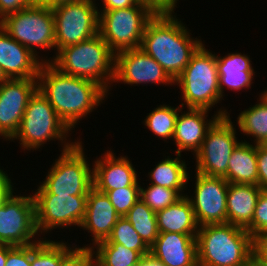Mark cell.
Wrapping results in <instances>:
<instances>
[{
  "instance_id": "1",
  "label": "cell",
  "mask_w": 267,
  "mask_h": 266,
  "mask_svg": "<svg viewBox=\"0 0 267 266\" xmlns=\"http://www.w3.org/2000/svg\"><path fill=\"white\" fill-rule=\"evenodd\" d=\"M37 79L39 91L70 130L109 94L96 82L64 74L50 62L41 64Z\"/></svg>"
},
{
  "instance_id": "2",
  "label": "cell",
  "mask_w": 267,
  "mask_h": 266,
  "mask_svg": "<svg viewBox=\"0 0 267 266\" xmlns=\"http://www.w3.org/2000/svg\"><path fill=\"white\" fill-rule=\"evenodd\" d=\"M190 34L175 15H154L146 24L140 49L154 58L175 81L203 44Z\"/></svg>"
},
{
  "instance_id": "3",
  "label": "cell",
  "mask_w": 267,
  "mask_h": 266,
  "mask_svg": "<svg viewBox=\"0 0 267 266\" xmlns=\"http://www.w3.org/2000/svg\"><path fill=\"white\" fill-rule=\"evenodd\" d=\"M198 266H252L253 237L230 223L199 226Z\"/></svg>"
},
{
  "instance_id": "4",
  "label": "cell",
  "mask_w": 267,
  "mask_h": 266,
  "mask_svg": "<svg viewBox=\"0 0 267 266\" xmlns=\"http://www.w3.org/2000/svg\"><path fill=\"white\" fill-rule=\"evenodd\" d=\"M55 54L50 63L60 72L92 80L107 92L111 89L115 53L99 33L86 41L61 48Z\"/></svg>"
},
{
  "instance_id": "5",
  "label": "cell",
  "mask_w": 267,
  "mask_h": 266,
  "mask_svg": "<svg viewBox=\"0 0 267 266\" xmlns=\"http://www.w3.org/2000/svg\"><path fill=\"white\" fill-rule=\"evenodd\" d=\"M70 131L48 99L37 89L30 97L18 131L11 140L18 139L24 151H34L56 139L61 141L63 152L78 142L66 141Z\"/></svg>"
},
{
  "instance_id": "6",
  "label": "cell",
  "mask_w": 267,
  "mask_h": 266,
  "mask_svg": "<svg viewBox=\"0 0 267 266\" xmlns=\"http://www.w3.org/2000/svg\"><path fill=\"white\" fill-rule=\"evenodd\" d=\"M182 91L181 106L210 110L222 100L219 91V76L216 54L202 44L191 56L190 62L174 81Z\"/></svg>"
},
{
  "instance_id": "7",
  "label": "cell",
  "mask_w": 267,
  "mask_h": 266,
  "mask_svg": "<svg viewBox=\"0 0 267 266\" xmlns=\"http://www.w3.org/2000/svg\"><path fill=\"white\" fill-rule=\"evenodd\" d=\"M83 149L78 140L73 147L63 151L34 194L88 196L93 188V168Z\"/></svg>"
},
{
  "instance_id": "8",
  "label": "cell",
  "mask_w": 267,
  "mask_h": 266,
  "mask_svg": "<svg viewBox=\"0 0 267 266\" xmlns=\"http://www.w3.org/2000/svg\"><path fill=\"white\" fill-rule=\"evenodd\" d=\"M0 26L39 59L38 48L56 49L54 16L51 7L35 3L6 16L0 21Z\"/></svg>"
},
{
  "instance_id": "9",
  "label": "cell",
  "mask_w": 267,
  "mask_h": 266,
  "mask_svg": "<svg viewBox=\"0 0 267 266\" xmlns=\"http://www.w3.org/2000/svg\"><path fill=\"white\" fill-rule=\"evenodd\" d=\"M99 12V34L116 54L140 48L144 30L154 16L139 3L123 9Z\"/></svg>"
},
{
  "instance_id": "10",
  "label": "cell",
  "mask_w": 267,
  "mask_h": 266,
  "mask_svg": "<svg viewBox=\"0 0 267 266\" xmlns=\"http://www.w3.org/2000/svg\"><path fill=\"white\" fill-rule=\"evenodd\" d=\"M95 0H75L52 8L55 26V46L78 44L99 33V10Z\"/></svg>"
},
{
  "instance_id": "11",
  "label": "cell",
  "mask_w": 267,
  "mask_h": 266,
  "mask_svg": "<svg viewBox=\"0 0 267 266\" xmlns=\"http://www.w3.org/2000/svg\"><path fill=\"white\" fill-rule=\"evenodd\" d=\"M13 187L0 200V244L12 246L32 245L39 235L36 226L33 195L14 196Z\"/></svg>"
},
{
  "instance_id": "12",
  "label": "cell",
  "mask_w": 267,
  "mask_h": 266,
  "mask_svg": "<svg viewBox=\"0 0 267 266\" xmlns=\"http://www.w3.org/2000/svg\"><path fill=\"white\" fill-rule=\"evenodd\" d=\"M236 129L228 116L219 117L207 130L199 151L195 154L196 172L216 177L227 174L232 151L240 143Z\"/></svg>"
},
{
  "instance_id": "13",
  "label": "cell",
  "mask_w": 267,
  "mask_h": 266,
  "mask_svg": "<svg viewBox=\"0 0 267 266\" xmlns=\"http://www.w3.org/2000/svg\"><path fill=\"white\" fill-rule=\"evenodd\" d=\"M36 226L41 234L55 228L81 226L85 214L87 196L34 194Z\"/></svg>"
},
{
  "instance_id": "14",
  "label": "cell",
  "mask_w": 267,
  "mask_h": 266,
  "mask_svg": "<svg viewBox=\"0 0 267 266\" xmlns=\"http://www.w3.org/2000/svg\"><path fill=\"white\" fill-rule=\"evenodd\" d=\"M194 195L190 201L199 226L227 223V189L229 183L223 177L208 176L196 172ZM194 197V198H193Z\"/></svg>"
},
{
  "instance_id": "15",
  "label": "cell",
  "mask_w": 267,
  "mask_h": 266,
  "mask_svg": "<svg viewBox=\"0 0 267 266\" xmlns=\"http://www.w3.org/2000/svg\"><path fill=\"white\" fill-rule=\"evenodd\" d=\"M38 89L37 78L7 79L0 84V136L8 141L18 131L30 97Z\"/></svg>"
},
{
  "instance_id": "16",
  "label": "cell",
  "mask_w": 267,
  "mask_h": 266,
  "mask_svg": "<svg viewBox=\"0 0 267 266\" xmlns=\"http://www.w3.org/2000/svg\"><path fill=\"white\" fill-rule=\"evenodd\" d=\"M124 84H165L173 85L174 81L154 58L142 49H128L115 54L113 83Z\"/></svg>"
},
{
  "instance_id": "17",
  "label": "cell",
  "mask_w": 267,
  "mask_h": 266,
  "mask_svg": "<svg viewBox=\"0 0 267 266\" xmlns=\"http://www.w3.org/2000/svg\"><path fill=\"white\" fill-rule=\"evenodd\" d=\"M187 111L184 113L181 112V115L178 113L172 139L177 146L175 154L179 155H182L181 152L183 151L190 150L194 152L193 154H196L205 139L207 130L219 117L229 115L226 109L222 110L221 108L216 112L217 114H214L210 120H207L208 109L187 108Z\"/></svg>"
},
{
  "instance_id": "18",
  "label": "cell",
  "mask_w": 267,
  "mask_h": 266,
  "mask_svg": "<svg viewBox=\"0 0 267 266\" xmlns=\"http://www.w3.org/2000/svg\"><path fill=\"white\" fill-rule=\"evenodd\" d=\"M43 62L50 58L39 59L0 26V67L8 79L38 78Z\"/></svg>"
},
{
  "instance_id": "19",
  "label": "cell",
  "mask_w": 267,
  "mask_h": 266,
  "mask_svg": "<svg viewBox=\"0 0 267 266\" xmlns=\"http://www.w3.org/2000/svg\"><path fill=\"white\" fill-rule=\"evenodd\" d=\"M128 157L116 155L111 151L98 158L93 165V187L99 192H108L124 187H141L137 172Z\"/></svg>"
},
{
  "instance_id": "20",
  "label": "cell",
  "mask_w": 267,
  "mask_h": 266,
  "mask_svg": "<svg viewBox=\"0 0 267 266\" xmlns=\"http://www.w3.org/2000/svg\"><path fill=\"white\" fill-rule=\"evenodd\" d=\"M150 253L165 266H198L197 241L192 235L159 233Z\"/></svg>"
},
{
  "instance_id": "21",
  "label": "cell",
  "mask_w": 267,
  "mask_h": 266,
  "mask_svg": "<svg viewBox=\"0 0 267 266\" xmlns=\"http://www.w3.org/2000/svg\"><path fill=\"white\" fill-rule=\"evenodd\" d=\"M119 217L107 195L93 187L87 196L86 214L80 228L93 235L95 246L109 237Z\"/></svg>"
},
{
  "instance_id": "22",
  "label": "cell",
  "mask_w": 267,
  "mask_h": 266,
  "mask_svg": "<svg viewBox=\"0 0 267 266\" xmlns=\"http://www.w3.org/2000/svg\"><path fill=\"white\" fill-rule=\"evenodd\" d=\"M262 189L258 185L229 183L227 189V223L246 229L254 216Z\"/></svg>"
},
{
  "instance_id": "23",
  "label": "cell",
  "mask_w": 267,
  "mask_h": 266,
  "mask_svg": "<svg viewBox=\"0 0 267 266\" xmlns=\"http://www.w3.org/2000/svg\"><path fill=\"white\" fill-rule=\"evenodd\" d=\"M216 63L219 76V91L223 99L224 87L231 91H240L251 88L254 69L250 57L241 53H228L226 56H216Z\"/></svg>"
},
{
  "instance_id": "24",
  "label": "cell",
  "mask_w": 267,
  "mask_h": 266,
  "mask_svg": "<svg viewBox=\"0 0 267 266\" xmlns=\"http://www.w3.org/2000/svg\"><path fill=\"white\" fill-rule=\"evenodd\" d=\"M159 233L171 232L197 237L199 225L193 207L186 195L174 204L156 212Z\"/></svg>"
},
{
  "instance_id": "25",
  "label": "cell",
  "mask_w": 267,
  "mask_h": 266,
  "mask_svg": "<svg viewBox=\"0 0 267 266\" xmlns=\"http://www.w3.org/2000/svg\"><path fill=\"white\" fill-rule=\"evenodd\" d=\"M223 178L228 183L258 185L257 144L241 140L232 151Z\"/></svg>"
},
{
  "instance_id": "26",
  "label": "cell",
  "mask_w": 267,
  "mask_h": 266,
  "mask_svg": "<svg viewBox=\"0 0 267 266\" xmlns=\"http://www.w3.org/2000/svg\"><path fill=\"white\" fill-rule=\"evenodd\" d=\"M177 157L162 159L158 162L153 170L148 174L150 177L149 184L166 187L172 190H184L188 184L189 176L187 172V164L185 160H181V155ZM185 187V188H184Z\"/></svg>"
},
{
  "instance_id": "27",
  "label": "cell",
  "mask_w": 267,
  "mask_h": 266,
  "mask_svg": "<svg viewBox=\"0 0 267 266\" xmlns=\"http://www.w3.org/2000/svg\"><path fill=\"white\" fill-rule=\"evenodd\" d=\"M260 102L242 111L237 124L244 135L254 137V144H260L267 138V101L261 96Z\"/></svg>"
},
{
  "instance_id": "28",
  "label": "cell",
  "mask_w": 267,
  "mask_h": 266,
  "mask_svg": "<svg viewBox=\"0 0 267 266\" xmlns=\"http://www.w3.org/2000/svg\"><path fill=\"white\" fill-rule=\"evenodd\" d=\"M124 217L150 248L159 235L156 213L139 199Z\"/></svg>"
},
{
  "instance_id": "29",
  "label": "cell",
  "mask_w": 267,
  "mask_h": 266,
  "mask_svg": "<svg viewBox=\"0 0 267 266\" xmlns=\"http://www.w3.org/2000/svg\"><path fill=\"white\" fill-rule=\"evenodd\" d=\"M91 248L95 256V266H130L142 257L138 251L127 249L119 243H108L106 240Z\"/></svg>"
},
{
  "instance_id": "30",
  "label": "cell",
  "mask_w": 267,
  "mask_h": 266,
  "mask_svg": "<svg viewBox=\"0 0 267 266\" xmlns=\"http://www.w3.org/2000/svg\"><path fill=\"white\" fill-rule=\"evenodd\" d=\"M182 106L174 108L166 104L152 110L145 118L144 125L156 136L165 140L173 139L178 113Z\"/></svg>"
},
{
  "instance_id": "31",
  "label": "cell",
  "mask_w": 267,
  "mask_h": 266,
  "mask_svg": "<svg viewBox=\"0 0 267 266\" xmlns=\"http://www.w3.org/2000/svg\"><path fill=\"white\" fill-rule=\"evenodd\" d=\"M67 243L41 240L31 245V266H58L60 260L72 249Z\"/></svg>"
},
{
  "instance_id": "32",
  "label": "cell",
  "mask_w": 267,
  "mask_h": 266,
  "mask_svg": "<svg viewBox=\"0 0 267 266\" xmlns=\"http://www.w3.org/2000/svg\"><path fill=\"white\" fill-rule=\"evenodd\" d=\"M106 241L108 243H119L127 249L138 251L142 256L150 253V248L143 242L125 217H119Z\"/></svg>"
},
{
  "instance_id": "33",
  "label": "cell",
  "mask_w": 267,
  "mask_h": 266,
  "mask_svg": "<svg viewBox=\"0 0 267 266\" xmlns=\"http://www.w3.org/2000/svg\"><path fill=\"white\" fill-rule=\"evenodd\" d=\"M184 190H172L154 184H149L147 189L140 187V199L155 213L174 204L185 194Z\"/></svg>"
},
{
  "instance_id": "34",
  "label": "cell",
  "mask_w": 267,
  "mask_h": 266,
  "mask_svg": "<svg viewBox=\"0 0 267 266\" xmlns=\"http://www.w3.org/2000/svg\"><path fill=\"white\" fill-rule=\"evenodd\" d=\"M102 193L107 195L120 217H124L140 199V187H124Z\"/></svg>"
},
{
  "instance_id": "35",
  "label": "cell",
  "mask_w": 267,
  "mask_h": 266,
  "mask_svg": "<svg viewBox=\"0 0 267 266\" xmlns=\"http://www.w3.org/2000/svg\"><path fill=\"white\" fill-rule=\"evenodd\" d=\"M246 230L253 238L267 234V190H262L254 210L252 223Z\"/></svg>"
},
{
  "instance_id": "36",
  "label": "cell",
  "mask_w": 267,
  "mask_h": 266,
  "mask_svg": "<svg viewBox=\"0 0 267 266\" xmlns=\"http://www.w3.org/2000/svg\"><path fill=\"white\" fill-rule=\"evenodd\" d=\"M73 248L60 260L58 266H95L93 249L88 245Z\"/></svg>"
},
{
  "instance_id": "37",
  "label": "cell",
  "mask_w": 267,
  "mask_h": 266,
  "mask_svg": "<svg viewBox=\"0 0 267 266\" xmlns=\"http://www.w3.org/2000/svg\"><path fill=\"white\" fill-rule=\"evenodd\" d=\"M5 266H31V245H8Z\"/></svg>"
},
{
  "instance_id": "38",
  "label": "cell",
  "mask_w": 267,
  "mask_h": 266,
  "mask_svg": "<svg viewBox=\"0 0 267 266\" xmlns=\"http://www.w3.org/2000/svg\"><path fill=\"white\" fill-rule=\"evenodd\" d=\"M146 7L153 15H172L179 0H137Z\"/></svg>"
},
{
  "instance_id": "39",
  "label": "cell",
  "mask_w": 267,
  "mask_h": 266,
  "mask_svg": "<svg viewBox=\"0 0 267 266\" xmlns=\"http://www.w3.org/2000/svg\"><path fill=\"white\" fill-rule=\"evenodd\" d=\"M252 266H267V234L253 238Z\"/></svg>"
},
{
  "instance_id": "40",
  "label": "cell",
  "mask_w": 267,
  "mask_h": 266,
  "mask_svg": "<svg viewBox=\"0 0 267 266\" xmlns=\"http://www.w3.org/2000/svg\"><path fill=\"white\" fill-rule=\"evenodd\" d=\"M36 3V0H0V21Z\"/></svg>"
},
{
  "instance_id": "41",
  "label": "cell",
  "mask_w": 267,
  "mask_h": 266,
  "mask_svg": "<svg viewBox=\"0 0 267 266\" xmlns=\"http://www.w3.org/2000/svg\"><path fill=\"white\" fill-rule=\"evenodd\" d=\"M258 186L267 190V150L257 144Z\"/></svg>"
},
{
  "instance_id": "42",
  "label": "cell",
  "mask_w": 267,
  "mask_h": 266,
  "mask_svg": "<svg viewBox=\"0 0 267 266\" xmlns=\"http://www.w3.org/2000/svg\"><path fill=\"white\" fill-rule=\"evenodd\" d=\"M103 2V10L109 11L114 9H123L131 6H135L138 4L137 0H101Z\"/></svg>"
},
{
  "instance_id": "43",
  "label": "cell",
  "mask_w": 267,
  "mask_h": 266,
  "mask_svg": "<svg viewBox=\"0 0 267 266\" xmlns=\"http://www.w3.org/2000/svg\"><path fill=\"white\" fill-rule=\"evenodd\" d=\"M13 185L14 184H12L6 171L0 169V200L12 187H14Z\"/></svg>"
},
{
  "instance_id": "44",
  "label": "cell",
  "mask_w": 267,
  "mask_h": 266,
  "mask_svg": "<svg viewBox=\"0 0 267 266\" xmlns=\"http://www.w3.org/2000/svg\"><path fill=\"white\" fill-rule=\"evenodd\" d=\"M144 266H165L160 260L156 259L151 253L144 255Z\"/></svg>"
},
{
  "instance_id": "45",
  "label": "cell",
  "mask_w": 267,
  "mask_h": 266,
  "mask_svg": "<svg viewBox=\"0 0 267 266\" xmlns=\"http://www.w3.org/2000/svg\"><path fill=\"white\" fill-rule=\"evenodd\" d=\"M70 1H75V0H36V3L47 6V7H53L55 5H58L61 3H67Z\"/></svg>"
},
{
  "instance_id": "46",
  "label": "cell",
  "mask_w": 267,
  "mask_h": 266,
  "mask_svg": "<svg viewBox=\"0 0 267 266\" xmlns=\"http://www.w3.org/2000/svg\"><path fill=\"white\" fill-rule=\"evenodd\" d=\"M8 254V244H0V266H5Z\"/></svg>"
},
{
  "instance_id": "47",
  "label": "cell",
  "mask_w": 267,
  "mask_h": 266,
  "mask_svg": "<svg viewBox=\"0 0 267 266\" xmlns=\"http://www.w3.org/2000/svg\"><path fill=\"white\" fill-rule=\"evenodd\" d=\"M8 78L5 76V74H4V72H3V70H2V68L0 67V84L2 83V82H4L5 80H7Z\"/></svg>"
},
{
  "instance_id": "48",
  "label": "cell",
  "mask_w": 267,
  "mask_h": 266,
  "mask_svg": "<svg viewBox=\"0 0 267 266\" xmlns=\"http://www.w3.org/2000/svg\"><path fill=\"white\" fill-rule=\"evenodd\" d=\"M130 266H144V256L141 257L140 261L131 264Z\"/></svg>"
},
{
  "instance_id": "49",
  "label": "cell",
  "mask_w": 267,
  "mask_h": 266,
  "mask_svg": "<svg viewBox=\"0 0 267 266\" xmlns=\"http://www.w3.org/2000/svg\"><path fill=\"white\" fill-rule=\"evenodd\" d=\"M261 148L267 150V138H265L260 144H258Z\"/></svg>"
},
{
  "instance_id": "50",
  "label": "cell",
  "mask_w": 267,
  "mask_h": 266,
  "mask_svg": "<svg viewBox=\"0 0 267 266\" xmlns=\"http://www.w3.org/2000/svg\"><path fill=\"white\" fill-rule=\"evenodd\" d=\"M260 96L267 101V89L264 90V92H262Z\"/></svg>"
}]
</instances>
